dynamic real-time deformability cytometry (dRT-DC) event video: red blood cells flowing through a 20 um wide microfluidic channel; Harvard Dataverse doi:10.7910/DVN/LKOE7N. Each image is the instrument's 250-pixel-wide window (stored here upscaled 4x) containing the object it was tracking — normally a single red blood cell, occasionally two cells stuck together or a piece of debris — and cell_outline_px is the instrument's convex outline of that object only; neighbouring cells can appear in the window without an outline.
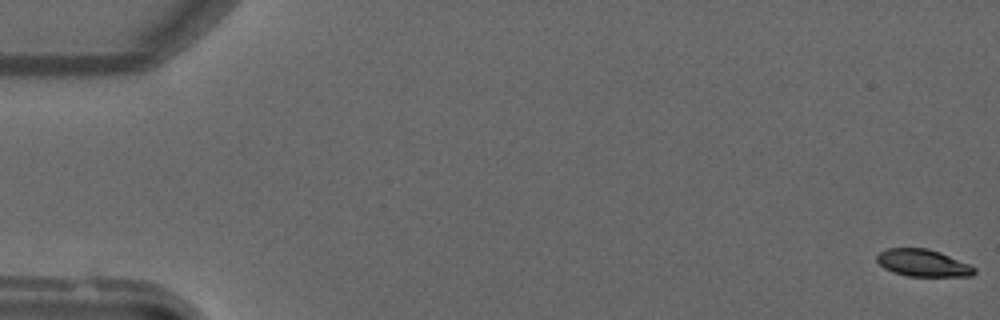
{"species": "common noctule bat (a hibernating species)", "species_latin": "Nyctalus noctula", "temperature_condition": "warm", "stored_images_in_passage": 20, "camera_frame_rate_fps": 3000, "um_per_image_px": 0.085, "animal": {"sex": "male", "forearm_length_mm": 52.5}, "frame": {"image": 1, "passage_image": 1, "time_ms": 0.0, "image_size_px": [1000, 320], "cell_outline_px": [[976, 272], [972, 276], [908, 276], [892, 272], [884, 268], [876, 260], [876, 256], [880, 252], [888, 248], [928, 248], [940, 252], [968, 264], [976, 268]], "centroid_in_image_um": [78.44, 22.35], "position_along_channel_um": 6.6, "area_um2": 15.37}}
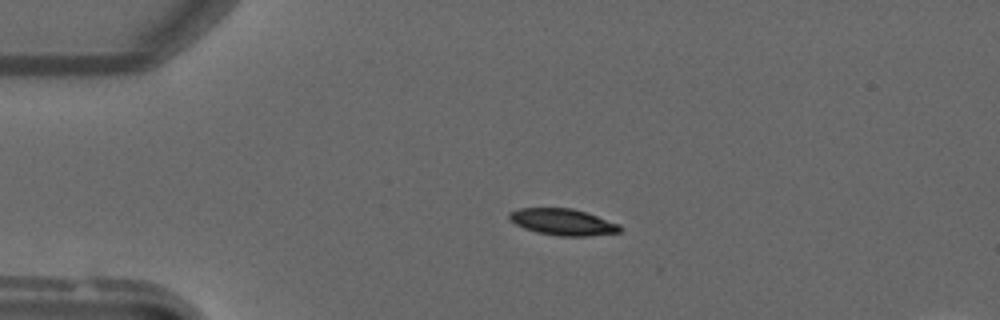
{"frame": {"image": 2, "passage_image": 12, "time_ms": 3.667, "image_size_px": [1000, 320], "cell_outline_px": [[624, 228], [620, 232], [588, 236], [560, 236], [536, 232], [524, 228], [516, 224], [508, 216], [508, 212], [520, 208], [572, 208], [620, 224]], "centroid_in_image_um": [47.85, 18.87], "position_along_channel_um": 37.1, "area_um2": 16.99}}